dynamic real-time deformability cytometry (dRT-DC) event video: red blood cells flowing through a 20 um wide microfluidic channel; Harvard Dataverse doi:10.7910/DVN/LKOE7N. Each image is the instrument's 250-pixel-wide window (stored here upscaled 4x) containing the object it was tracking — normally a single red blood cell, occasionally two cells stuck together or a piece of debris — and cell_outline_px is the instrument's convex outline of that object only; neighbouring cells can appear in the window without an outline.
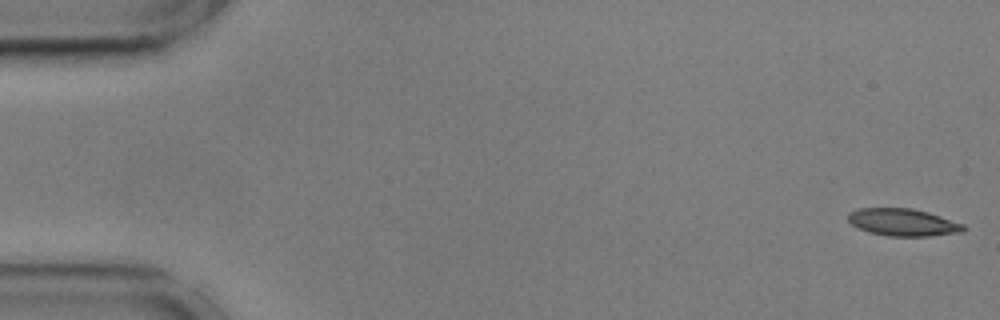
{"species": "common noctule bat (a hibernating species)", "species_latin": "Nyctalus noctula", "temperature_condition": "cold", "stored_images_in_passage": 16, "camera_frame_rate_fps": 3000, "um_per_image_px": 0.085, "animal": {"sex": "male", "body_mass_g": 17.9, "forearm_length_mm": 54.2}, "frame": {"image": 1, "passage_image": 1, "time_ms": 0.0, "image_size_px": [1000, 320], "cell_outline_px": [[968, 228], [964, 232], [928, 236], [888, 236], [868, 232], [856, 228], [848, 220], [848, 212], [860, 208], [912, 208], [928, 212], [964, 224]], "centroid_in_image_um": [76.76, 18.9], "position_along_channel_um": 8.2, "area_um2": 18.55}}